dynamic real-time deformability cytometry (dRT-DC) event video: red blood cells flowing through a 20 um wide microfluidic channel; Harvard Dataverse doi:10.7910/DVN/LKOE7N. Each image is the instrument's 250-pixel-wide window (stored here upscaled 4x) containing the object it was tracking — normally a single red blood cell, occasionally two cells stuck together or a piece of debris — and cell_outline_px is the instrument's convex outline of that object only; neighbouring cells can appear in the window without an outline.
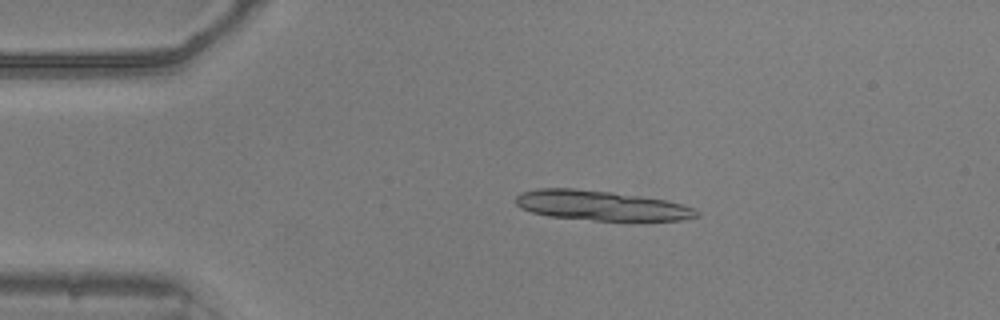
{"species": "common noctule bat (a hibernating species)", "species_latin": "Nyctalus noctula", "temperature_condition": "warm", "stored_images_in_passage": 52, "segment_of_instrument_passage": [1, 2], "camera_frame_rate_fps": 3000, "um_per_image_px": 0.085, "animal": {"sex": "male", "body_mass_g": 20.5, "forearm_length_mm": 52.5}, "frame": {"image": 1, "passage_image": 10, "time_ms": 3.0, "image_size_px": [1000, 320], "cell_outline_px": [[700, 216], [680, 220], [592, 220], [548, 216], [532, 212], [520, 208], [516, 204], [516, 196], [520, 192], [540, 188], [576, 188], [612, 192], [640, 196], [664, 200], [696, 208], [700, 212]], "centroid_in_image_um": [51.07, 17.46], "position_along_channel_um": 33.9, "area_um2": 31.39}}